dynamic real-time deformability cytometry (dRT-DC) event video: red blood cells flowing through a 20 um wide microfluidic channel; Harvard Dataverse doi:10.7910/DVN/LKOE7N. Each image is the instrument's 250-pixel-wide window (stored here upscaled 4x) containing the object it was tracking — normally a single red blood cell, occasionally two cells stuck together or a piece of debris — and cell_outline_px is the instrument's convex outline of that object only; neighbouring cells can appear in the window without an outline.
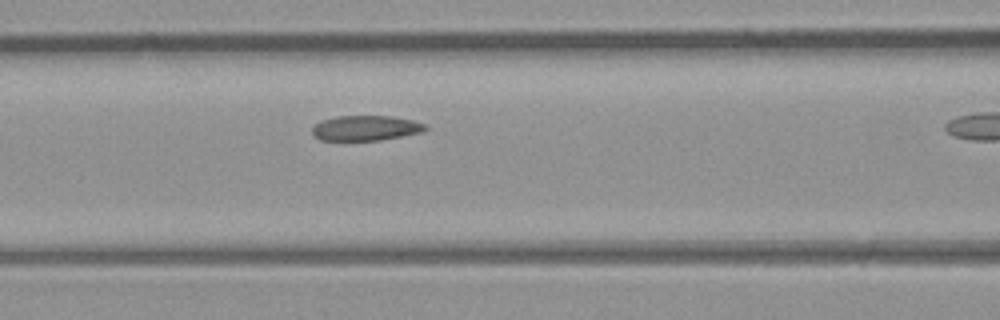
{"species": "common noctule bat (a hibernating species)", "species_latin": "Nyctalus noctula", "temperature_condition": "room temperature", "stored_images_in_passage": 10, "camera_frame_rate_fps": 3000, "um_per_image_px": 0.085, "animal": {"sex": "male", "body_mass_g": 23.1, "forearm_length_mm": 52.7}, "frame": {"image": 1, "passage_image": 9, "time_ms": 2.667, "image_size_px": [1000, 320], "cell_outline_px": [[428, 128], [424, 132], [380, 140], [320, 140], [312, 132], [312, 128], [320, 120], [336, 116], [392, 116], [412, 120], [428, 124]], "centroid_in_image_um": [31.13, 10.88], "position_along_channel_um": 135.5, "area_um2": 16.65}}